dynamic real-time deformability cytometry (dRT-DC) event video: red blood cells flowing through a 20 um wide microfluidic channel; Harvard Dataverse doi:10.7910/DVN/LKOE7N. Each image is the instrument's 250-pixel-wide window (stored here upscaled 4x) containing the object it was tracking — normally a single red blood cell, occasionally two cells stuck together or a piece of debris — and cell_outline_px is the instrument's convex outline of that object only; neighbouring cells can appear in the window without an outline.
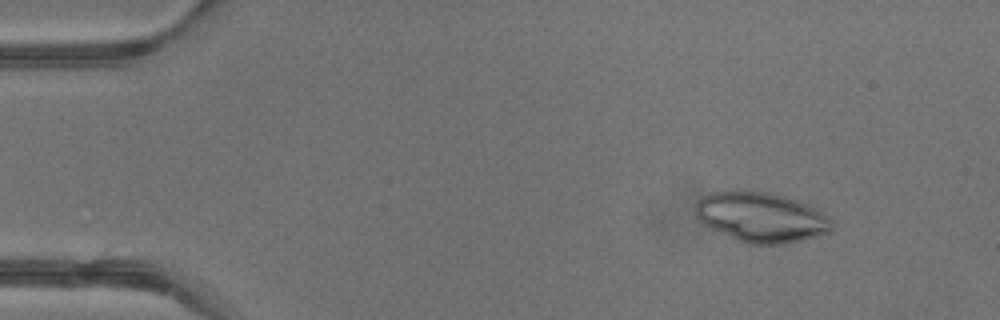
{"species": "common noctule bat (a hibernating species)", "species_latin": "Nyctalus noctula", "temperature_condition": "warm", "stored_images_in_passage": 41, "camera_frame_rate_fps": 3000, "um_per_image_px": 0.085, "animal": {"sex": "male", "body_mass_g": 13.3}, "frame": {"image": 1, "passage_image": 4, "time_ms": 1.0, "image_size_px": [1000, 320], "cell_outline_px": [[832, 228], [828, 232], [804, 240], [788, 244], [748, 244], [736, 240], [704, 224], [696, 216], [696, 200], [712, 192], [736, 188], [768, 192], [784, 196], [808, 204], [816, 208], [828, 216], [832, 220]], "centroid_in_image_um": [64.69, 18.44], "position_along_channel_um": 20.3, "area_um2": 40.17}}
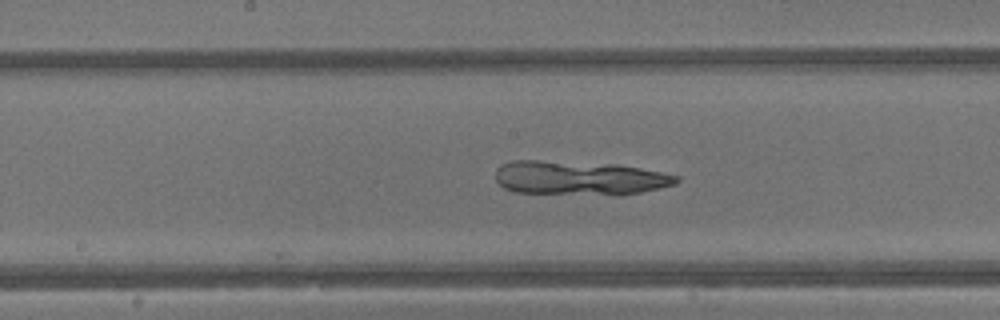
{"frame": {"image": 2, "passage_image": 21, "time_ms": 6.667, "image_size_px": [1000, 320], "cell_outline_px": [[680, 180], [676, 184], [660, 188], [620, 196], [512, 192], [504, 188], [496, 180], [496, 168], [500, 164], [512, 160], [536, 160], [616, 164], [640, 168], [680, 176]], "centroid_in_image_um": [49.24, 15.14], "position_along_channel_um": 199.0, "area_um2": 36.53}}
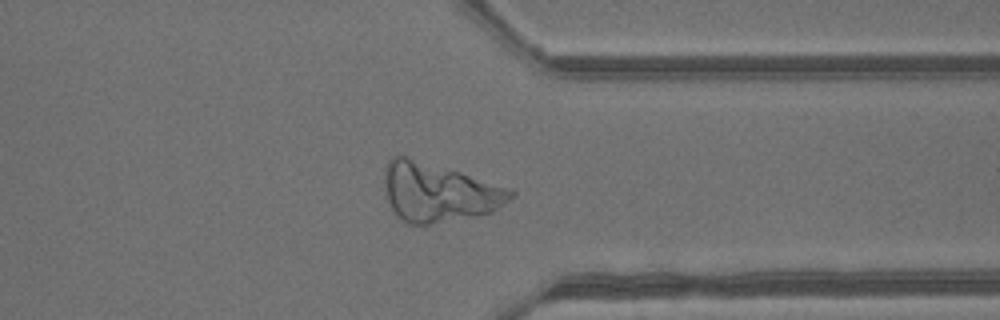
{"frame": {"image": 3, "passage_image": 32, "time_ms": 10.333, "image_size_px": [1000, 320], "cell_outline_px": [[516, 192], [508, 200], [492, 212], [420, 228], [408, 224], [400, 220], [392, 208], [388, 200], [384, 184], [384, 168], [388, 160], [396, 152], [460, 172], [508, 188]], "centroid_in_image_um": [37.19, 16.36], "position_along_channel_um": 374.2, "area_um2": 43.75}}